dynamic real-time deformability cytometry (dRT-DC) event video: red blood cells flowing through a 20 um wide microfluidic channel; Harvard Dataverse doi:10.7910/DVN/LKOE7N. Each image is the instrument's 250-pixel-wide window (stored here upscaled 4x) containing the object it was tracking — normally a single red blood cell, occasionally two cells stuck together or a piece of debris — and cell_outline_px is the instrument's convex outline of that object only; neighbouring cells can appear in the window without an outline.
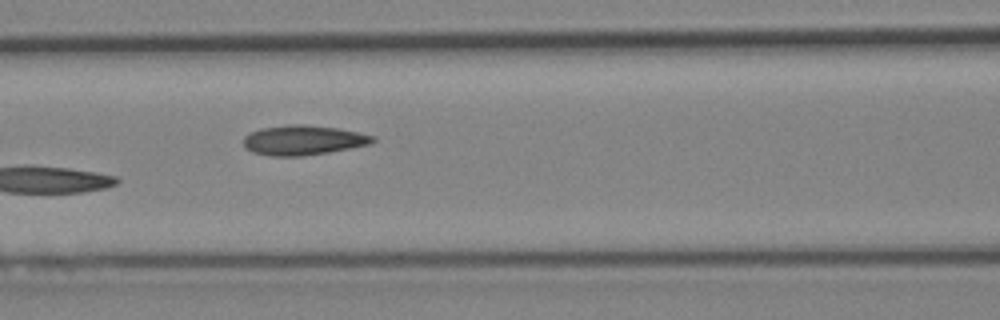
{"species": "Egyptian fruit bat (a non-hibernating species)", "species_latin": "Rousettus aegyptiacus", "temperature_condition": "cold", "stored_images_in_passage": 4, "camera_frame_rate_fps": 3000, "um_per_image_px": 0.085, "animal": {"sex": "female"}, "frame": {"image": 1, "passage_image": 4, "time_ms": 3.333, "image_size_px": [1000, 320], "cell_outline_px": [[376, 140], [368, 144], [328, 152], [304, 156], [268, 156], [252, 152], [244, 148], [244, 136], [248, 132], [260, 128], [288, 124], [304, 124], [336, 128], [376, 136]], "centroid_in_image_um": [25.7, 11.91], "position_along_channel_um": 140.9, "area_um2": 22.48}}